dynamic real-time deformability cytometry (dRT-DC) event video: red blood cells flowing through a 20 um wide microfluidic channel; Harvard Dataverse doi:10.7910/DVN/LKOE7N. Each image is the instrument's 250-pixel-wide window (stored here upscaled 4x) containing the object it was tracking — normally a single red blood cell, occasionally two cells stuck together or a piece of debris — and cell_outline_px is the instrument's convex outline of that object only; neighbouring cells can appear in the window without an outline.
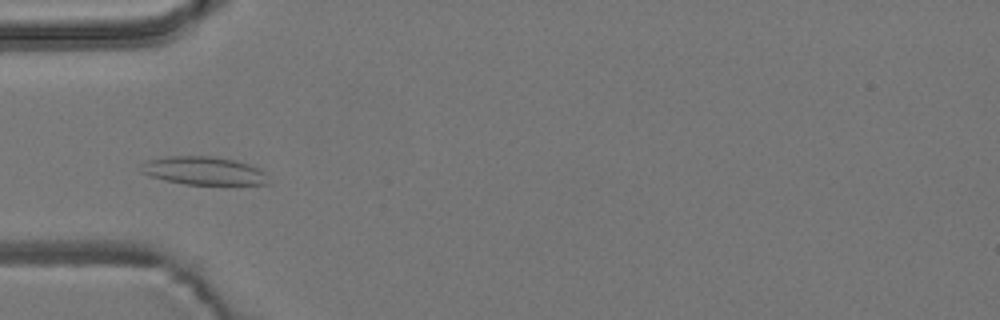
{"species": "common noctule bat (a hibernating species)", "species_latin": "Nyctalus noctula", "temperature_condition": "room temperature", "stored_images_in_passage": 8, "camera_frame_rate_fps": 3000, "um_per_image_px": 0.085, "animal": {"sex": "male", "body_mass_g": 19.2, "forearm_length_mm": 51.8}, "frame": {"image": 1, "passage_image": 2, "time_ms": 1.333, "image_size_px": [1000, 320], "cell_outline_px": [[268, 184], [184, 184], [164, 180], [148, 176], [140, 172], [144, 164], [148, 160], [168, 156], [216, 156], [236, 160], [260, 168], [264, 172]], "centroid_in_image_um": [17.3, 14.51], "position_along_channel_um": 67.7, "area_um2": 20.81}}
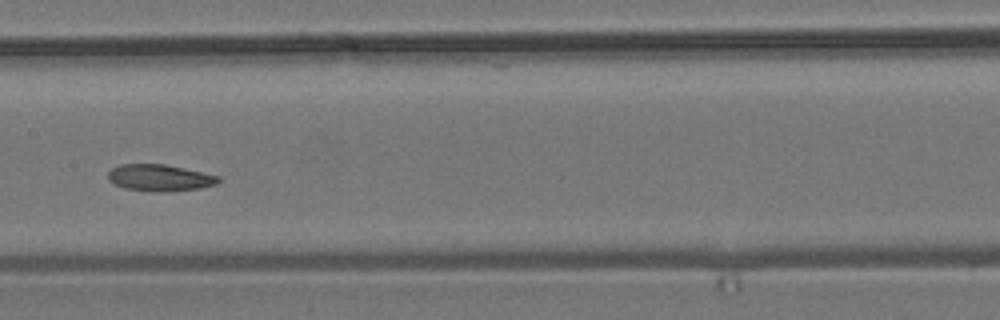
{"frame": {"image": 2, "passage_image": 5, "time_ms": 4.667, "image_size_px": [1000, 320], "cell_outline_px": [[220, 180], [216, 184], [200, 188], [160, 192], [156, 192], [124, 188], [108, 180], [108, 172], [112, 168], [120, 164], [164, 164], [184, 168], [220, 176]], "centroid_in_image_um": [13.57, 15.1], "position_along_channel_um": 193.8, "area_um2": 17.05}}
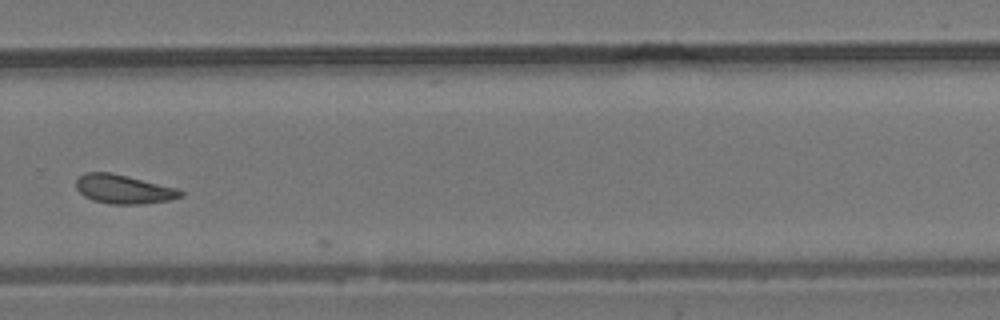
{"frame": {"image": 3, "passage_image": 8, "time_ms": 8.0, "image_size_px": [1000, 320], "cell_outline_px": [[184, 196], [168, 200], [144, 204], [108, 204], [92, 200], [84, 196], [76, 188], [76, 180], [84, 172], [108, 172], [128, 176], [176, 188], [184, 192]], "centroid_in_image_um": [10.49, 16.09], "position_along_channel_um": 319.3, "area_um2": 17.63}}